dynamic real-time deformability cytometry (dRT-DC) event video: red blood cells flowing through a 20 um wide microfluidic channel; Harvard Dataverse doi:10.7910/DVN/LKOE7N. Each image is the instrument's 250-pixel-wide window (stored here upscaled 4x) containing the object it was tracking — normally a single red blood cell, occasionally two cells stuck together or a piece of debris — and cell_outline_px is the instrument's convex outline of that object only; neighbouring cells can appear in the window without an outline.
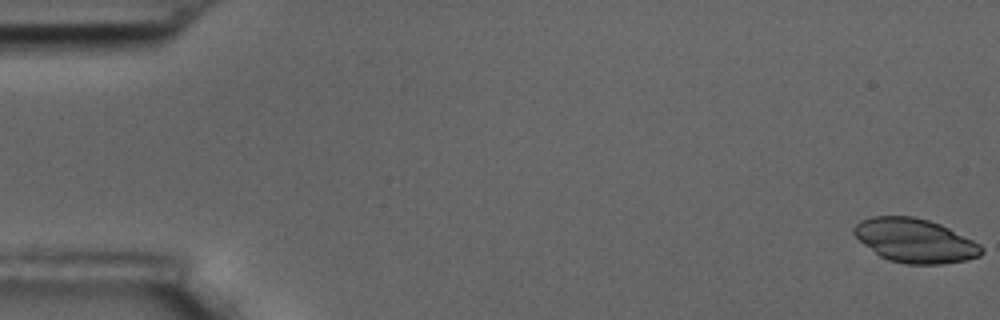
{"species": "common noctule bat (a hibernating species)", "species_latin": "Nyctalus noctula", "temperature_condition": "room temperature", "stored_images_in_passage": 57, "camera_frame_rate_fps": 3000, "um_per_image_px": 0.085, "animal": {"sex": "male", "body_mass_g": 17.5, "forearm_length_mm": 52.3}, "frame": {"image": 1, "passage_image": 1, "time_ms": 0.0, "image_size_px": [1000, 320], "cell_outline_px": [[984, 252], [980, 256], [968, 260], [940, 264], [908, 264], [888, 260], [880, 256], [864, 244], [852, 232], [852, 228], [860, 220], [872, 216], [912, 216], [928, 220], [940, 224], [980, 244], [984, 248]], "centroid_in_image_um": [77.77, 20.45], "position_along_channel_um": 7.2, "area_um2": 32.6}}